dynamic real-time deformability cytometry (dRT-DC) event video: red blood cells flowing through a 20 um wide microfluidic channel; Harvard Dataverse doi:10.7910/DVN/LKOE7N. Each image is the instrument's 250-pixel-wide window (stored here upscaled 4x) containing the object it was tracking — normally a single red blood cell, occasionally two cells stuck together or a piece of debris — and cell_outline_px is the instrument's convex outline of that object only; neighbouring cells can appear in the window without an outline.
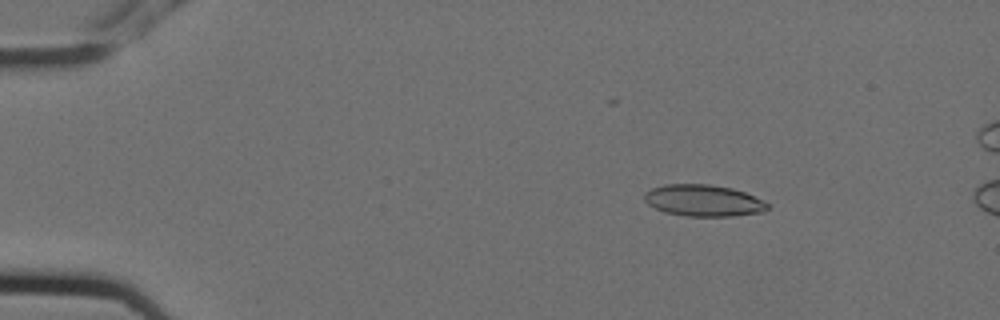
{"species": "Egyptian fruit bat (a non-hibernating species)", "species_latin": "Rousettus aegyptiacus", "temperature_condition": "cold", "stored_images_in_passage": 6, "camera_frame_rate_fps": 3000, "um_per_image_px": 0.085, "animal": {"sex": "female"}, "frame": {"image": 1, "passage_image": 3, "time_ms": 0.667, "image_size_px": [1000, 320], "cell_outline_px": [[768, 208], [764, 212], [732, 216], [684, 216], [664, 212], [648, 204], [644, 200], [644, 192], [652, 188], [664, 184], [708, 184], [732, 188], [744, 192], [764, 200], [768, 204]], "centroid_in_image_um": [59.78, 17.04], "position_along_channel_um": 25.2, "area_um2": 22.77}}